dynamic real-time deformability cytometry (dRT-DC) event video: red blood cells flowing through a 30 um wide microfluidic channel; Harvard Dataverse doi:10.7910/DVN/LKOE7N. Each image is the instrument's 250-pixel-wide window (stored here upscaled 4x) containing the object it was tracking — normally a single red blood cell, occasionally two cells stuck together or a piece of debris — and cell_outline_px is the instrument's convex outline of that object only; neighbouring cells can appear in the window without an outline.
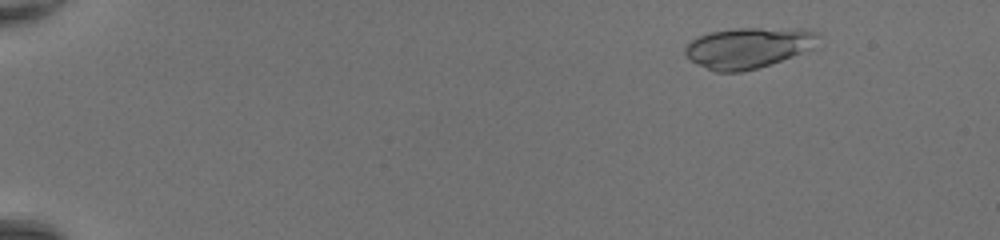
{"species": "common noctule bat (a hibernating species)", "species_latin": "Nyctalus noctula", "temperature_condition": "room temperature", "stored_images_in_passage": 49, "camera_frame_rate_fps": 3000, "um_per_image_px": 0.085, "animal": {"sex": "female", "body_mass_g": 20.0, "forearm_length_mm": 54.0}, "frame": {"image": 1, "passage_image": 7, "time_ms": 2.0, "image_size_px": [1000, 240], "cell_outline_px": [[820, 32], [812, 48], [792, 56], [756, 68], [740, 72], [716, 72], [692, 60], [684, 52], [684, 48], [692, 40], [708, 32], [736, 28], [796, 28]], "centroid_in_image_um": [63.6, 4.03], "position_along_channel_um": 21.4, "area_um2": 31.1}}
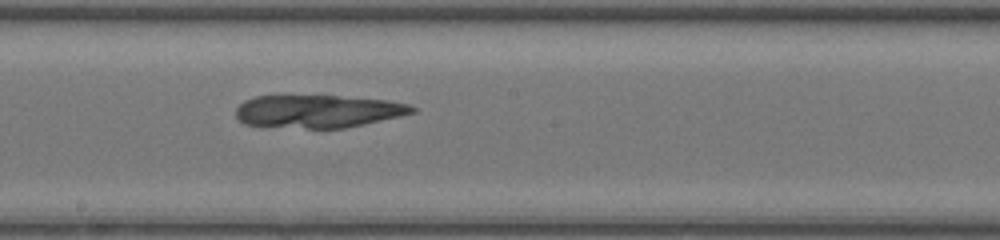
{"frame": {"image": 2, "passage_image": 30, "time_ms": 9.667, "image_size_px": [1000, 240], "cell_outline_px": [[416, 112], [400, 116], [364, 124], [344, 128], [308, 128], [244, 124], [236, 116], [236, 108], [244, 100], [256, 96], [336, 96], [388, 100], [408, 104], [416, 108]], "centroid_in_image_um": [27.04, 9.46], "position_along_channel_um": 221.2, "area_um2": 33.41}}
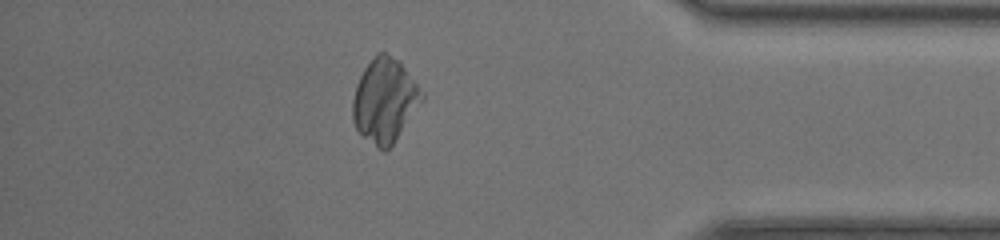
{"frame": {"image": 3, "passage_image": 44, "time_ms": 14.333, "image_size_px": [1000, 240], "cell_outline_px": [[424, 100], [392, 144], [384, 152], [376, 148], [360, 136], [352, 120], [352, 100], [356, 84], [364, 68], [380, 52], [384, 52], [400, 60], [424, 92]], "centroid_in_image_um": [32.7, 8.56], "position_along_channel_um": 402.5, "area_um2": 34.1}}